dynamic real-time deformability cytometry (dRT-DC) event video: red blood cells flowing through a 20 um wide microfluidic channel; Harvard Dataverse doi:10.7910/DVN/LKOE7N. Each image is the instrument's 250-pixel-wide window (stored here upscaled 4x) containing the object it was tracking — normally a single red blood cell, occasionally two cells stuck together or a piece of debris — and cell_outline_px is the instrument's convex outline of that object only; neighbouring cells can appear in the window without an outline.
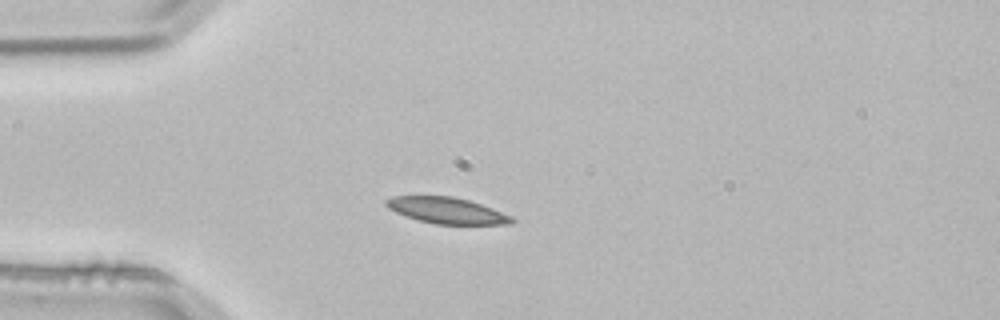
{"species": "common noctule bat (a hibernating species)", "species_latin": "Nyctalus noctula", "temperature_condition": "room temperature", "stored_images_in_passage": 2, "camera_frame_rate_fps": 3000, "um_per_image_px": 0.085, "animal": {"sex": "male", "body_mass_g": 21.5, "forearm_length_mm": 52.0}, "frame": {"image": 1, "passage_image": 2, "time_ms": 0.333, "image_size_px": [1000, 320], "cell_outline_px": [[516, 220], [512, 224], [436, 224], [404, 216], [388, 208], [384, 204], [384, 200], [392, 196], [452, 196], [468, 200], [492, 208], [512, 216]], "centroid_in_image_um": [37.96, 17.89], "position_along_channel_um": 47.0, "area_um2": 19.13}}